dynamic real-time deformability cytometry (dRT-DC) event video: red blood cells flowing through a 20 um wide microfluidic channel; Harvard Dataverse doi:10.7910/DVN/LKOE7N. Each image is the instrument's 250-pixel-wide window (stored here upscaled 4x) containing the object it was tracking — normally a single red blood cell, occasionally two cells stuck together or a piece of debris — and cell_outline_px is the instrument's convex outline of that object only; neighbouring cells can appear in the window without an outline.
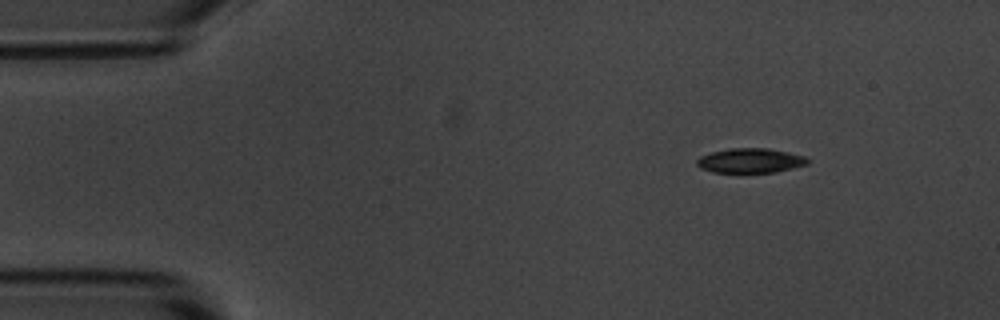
{"species": "common noctule bat (a hibernating species)", "species_latin": "Nyctalus noctula", "temperature_condition": "room temperature", "stored_images_in_passage": 5, "camera_frame_rate_fps": 3000, "um_per_image_px": 0.085, "animal": {"sex": "male", "body_mass_g": 20.1, "forearm_length_mm": 53.5}, "frame": {"image": 1, "passage_image": 1, "time_ms": 0.0, "image_size_px": [1000, 320], "cell_outline_px": [[808, 164], [776, 172], [712, 172], [700, 168], [696, 164], [696, 160], [700, 156], [712, 152], [728, 148], [768, 148], [788, 152], [804, 156], [808, 160]], "centroid_in_image_um": [63.75, 13.64], "position_along_channel_um": 21.2, "area_um2": 15.84}}
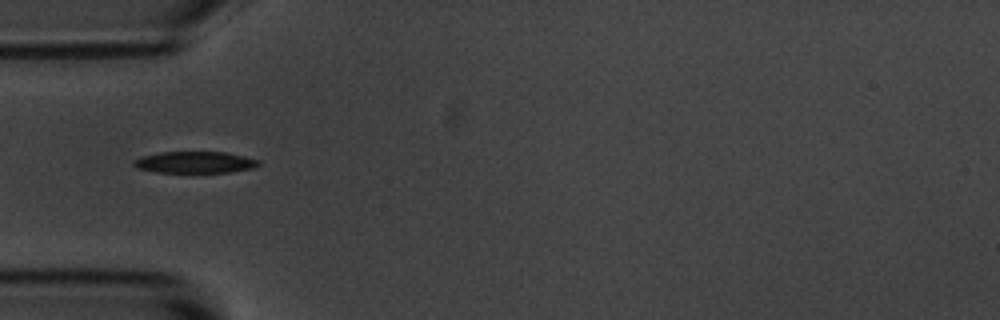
{"frame": {"image": 2, "passage_image": 4, "time_ms": 3.333, "image_size_px": [1000, 320], "cell_outline_px": [[260, 164], [252, 168], [232, 172], [156, 172], [136, 168], [132, 164], [132, 160], [140, 156], [160, 152], [224, 152], [244, 156], [260, 160]], "centroid_in_image_um": [16.52, 13.79], "position_along_channel_um": 68.5, "area_um2": 15.78}}